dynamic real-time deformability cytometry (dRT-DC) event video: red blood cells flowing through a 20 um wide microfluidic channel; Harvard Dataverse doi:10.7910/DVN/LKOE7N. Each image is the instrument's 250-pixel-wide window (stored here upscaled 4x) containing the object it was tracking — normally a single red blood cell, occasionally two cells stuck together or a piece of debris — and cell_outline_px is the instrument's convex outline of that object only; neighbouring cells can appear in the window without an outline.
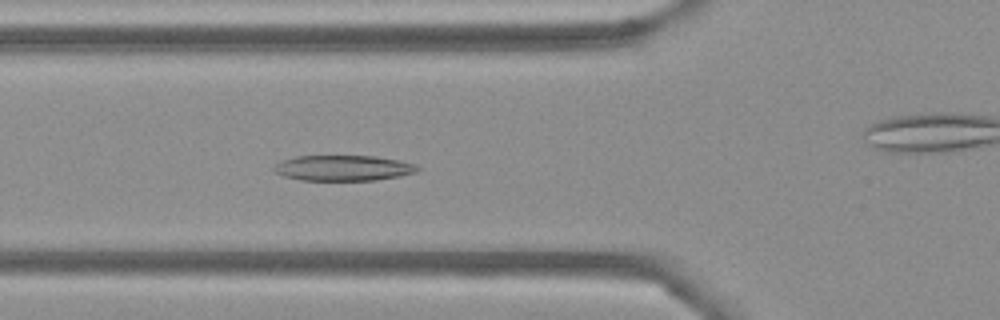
{"species": "Egyptian fruit bat (a non-hibernating species)", "species_latin": "Rousettus aegyptiacus", "temperature_condition": "cold", "stored_images_in_passage": 55, "camera_frame_rate_fps": 3000, "um_per_image_px": 0.085, "frame": {"image": 1, "passage_image": 19, "time_ms": 6.0, "image_size_px": [1000, 320], "cell_outline_px": [[420, 168], [416, 172], [400, 176], [376, 180], [300, 180], [284, 176], [276, 172], [272, 168], [276, 164], [284, 160], [296, 156], [376, 156], [400, 160], [416, 164]], "centroid_in_image_um": [29.21, 14.28], "position_along_channel_um": 96.6, "area_um2": 21.33}}
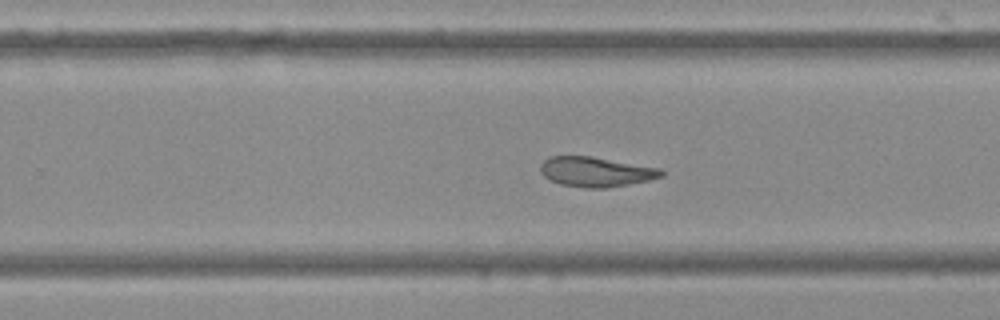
{"frame": {"image": 2, "passage_image": 34, "time_ms": 11.0, "image_size_px": [1000, 320], "cell_outline_px": [[664, 176], [648, 180], [608, 188], [584, 188], [560, 184], [544, 176], [540, 172], [540, 164], [548, 156], [592, 156], [660, 168], [664, 172]], "centroid_in_image_um": [50.64, 14.6], "position_along_channel_um": 279.2, "area_um2": 21.1}}
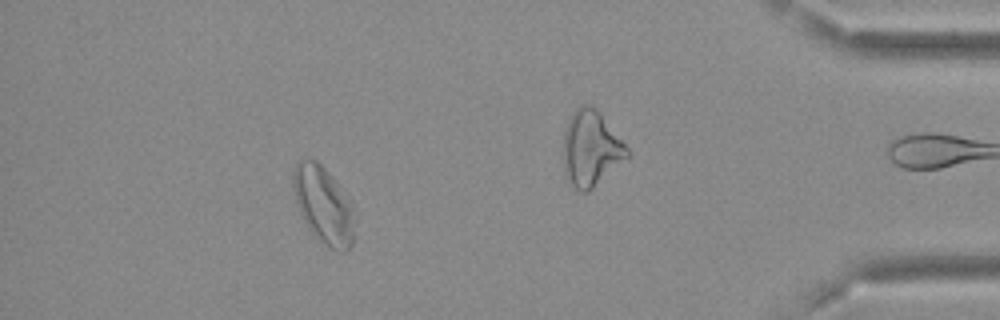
{"frame": {"image": 3, "passage_image": 49, "time_ms": 16.0, "image_size_px": [1000, 320], "cell_outline_px": [[352, 244], [344, 252], [340, 252], [324, 244], [308, 228], [300, 212], [292, 188], [292, 172], [296, 164], [300, 160], [316, 160], [332, 176], [348, 208], [352, 228]], "centroid_in_image_um": [27.38, 17.42], "position_along_channel_um": 407.8, "area_um2": 25.89}, "authors_computed_cell_mechanics": {"area_um2": 23.8136, "velocity_mm_per_s": 3.639, "shape_relaxation_time_tau1_ms": 8.114, "shape_relaxation_time_tau2_ms": 2.6054, "deformation_change_tau1": 0.1976, "deformation_change_tau2": 0.0918}}